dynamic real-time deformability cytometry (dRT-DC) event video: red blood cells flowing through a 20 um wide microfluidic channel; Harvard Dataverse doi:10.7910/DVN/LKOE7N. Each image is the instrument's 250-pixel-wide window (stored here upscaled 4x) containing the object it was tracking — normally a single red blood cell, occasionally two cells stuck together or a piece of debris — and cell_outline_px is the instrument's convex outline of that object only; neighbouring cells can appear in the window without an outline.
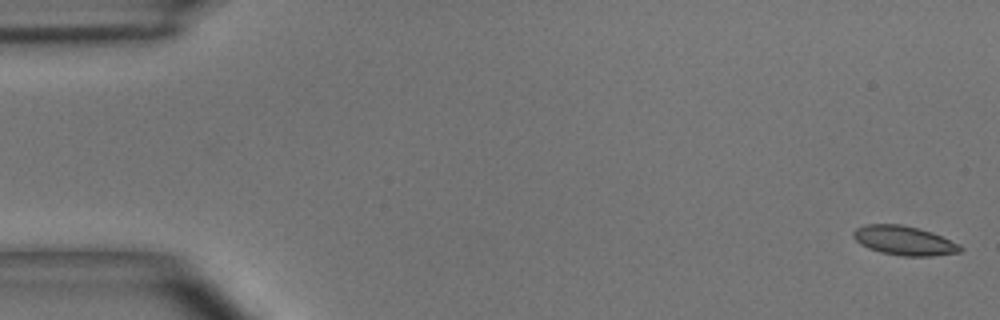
{"species": "common noctule bat (a hibernating species)", "species_latin": "Nyctalus noctula", "temperature_condition": "room temperature", "stored_images_in_passage": 52, "camera_frame_rate_fps": 3000, "um_per_image_px": 0.085, "animal": {"sex": "male", "body_mass_g": 15.6}, "frame": {"image": 1, "passage_image": 1, "time_ms": 0.0, "image_size_px": [1000, 320], "cell_outline_px": [[964, 248], [960, 252], [932, 256], [904, 256], [880, 252], [868, 248], [860, 244], [852, 236], [852, 232], [856, 228], [868, 224], [900, 224], [920, 228], [932, 232], [960, 244]], "centroid_in_image_um": [76.86, 20.44], "position_along_channel_um": 8.1, "area_um2": 18.32}}
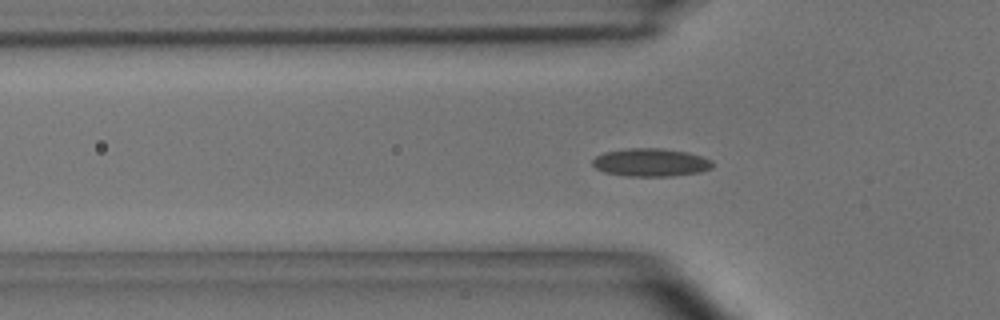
{"frame": {"image": 2, "passage_image": 16, "time_ms": 5.0, "image_size_px": [1000, 320], "cell_outline_px": [[712, 168], [700, 172], [672, 176], [628, 176], [604, 172], [596, 168], [592, 164], [592, 160], [596, 156], [604, 152], [628, 148], [660, 148], [688, 152], [712, 160]], "centroid_in_image_um": [55.3, 13.8], "position_along_channel_um": 70.5, "area_um2": 19.59}}
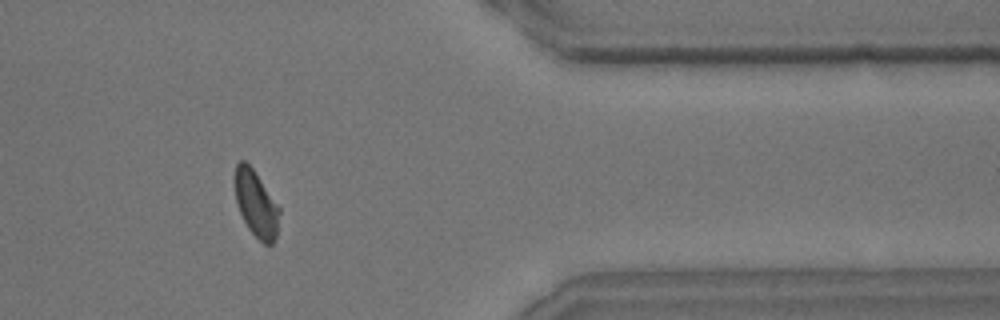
{"frame": {"image": 3, "passage_image": 42, "time_ms": 13.667, "image_size_px": [1000, 320], "cell_outline_px": [[280, 212], [276, 236], [272, 244], [264, 244], [248, 228], [240, 212], [236, 200], [236, 164], [240, 160], [244, 160], [252, 168], [280, 208]], "centroid_in_image_um": [21.79, 17.34], "position_along_channel_um": 389.6, "area_um2": 16.65}, "authors_computed_cell_mechanics": {"area_um2": 18.1203, "velocity_mm_per_s": 3.9145, "shape_relaxation_time_tau1_ms": 3.9452, "shape_relaxation_time_tau2_ms": 1.5033, "deformation_change_tau1": 0.1212, "deformation_change_tau2": 0.0487}}